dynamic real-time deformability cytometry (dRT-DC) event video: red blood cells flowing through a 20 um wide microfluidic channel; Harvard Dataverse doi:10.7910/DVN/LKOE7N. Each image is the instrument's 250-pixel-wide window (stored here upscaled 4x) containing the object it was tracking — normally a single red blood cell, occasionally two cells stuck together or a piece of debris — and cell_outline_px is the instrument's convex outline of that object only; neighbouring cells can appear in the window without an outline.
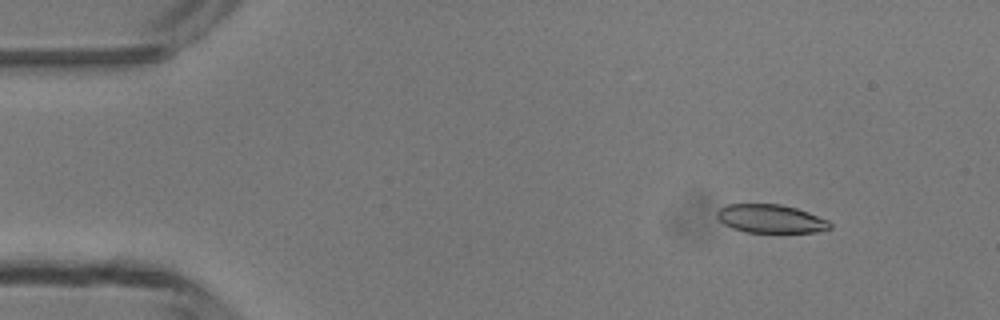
{"species": "common noctule bat (a hibernating species)", "species_latin": "Nyctalus noctula", "temperature_condition": "room temperature", "stored_images_in_passage": 4, "camera_frame_rate_fps": 3000, "um_per_image_px": 0.085, "animal": {"sex": "male", "body_mass_g": 13.3}, "frame": {"image": 1, "passage_image": 2, "time_ms": 1.333, "image_size_px": [1000, 320], "cell_outline_px": [[832, 228], [816, 232], [744, 232], [732, 228], [724, 224], [716, 216], [716, 212], [720, 208], [728, 204], [780, 204], [796, 208], [808, 212], [828, 220], [832, 224]], "centroid_in_image_um": [65.51, 18.59], "position_along_channel_um": 19.5, "area_um2": 18.73}}